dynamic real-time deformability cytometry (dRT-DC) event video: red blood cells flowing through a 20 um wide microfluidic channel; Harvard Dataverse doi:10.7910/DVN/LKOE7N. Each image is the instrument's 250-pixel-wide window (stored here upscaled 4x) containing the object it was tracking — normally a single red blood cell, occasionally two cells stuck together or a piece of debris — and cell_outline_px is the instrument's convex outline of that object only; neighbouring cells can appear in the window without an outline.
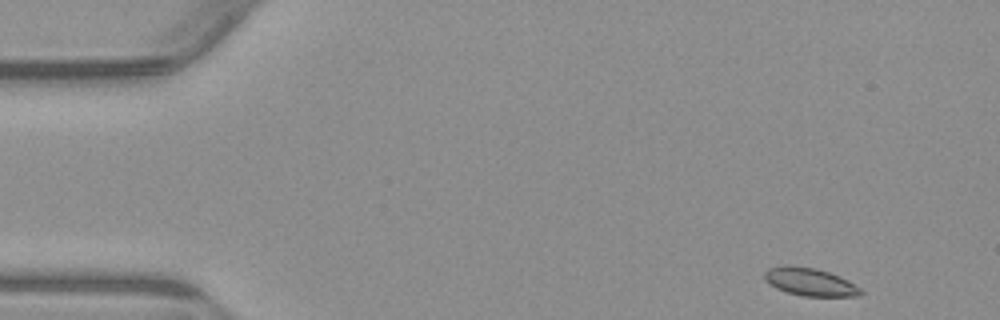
{"species": "common noctule bat (a hibernating species)", "species_latin": "Nyctalus noctula", "temperature_condition": "warm", "stored_images_in_passage": 50, "camera_frame_rate_fps": 3000, "um_per_image_px": 0.085, "animal": {"sex": "male", "body_mass_g": 23.1, "forearm_length_mm": 52.7}, "frame": {"image": 1, "passage_image": 1, "time_ms": 0.0, "image_size_px": [1000, 320], "cell_outline_px": [[864, 292], [860, 296], [804, 296], [788, 292], [776, 288], [764, 280], [764, 272], [768, 268], [788, 264], [816, 268], [840, 276], [848, 280], [860, 288]], "centroid_in_image_um": [68.84, 23.95], "position_along_channel_um": 16.2, "area_um2": 15.72}}
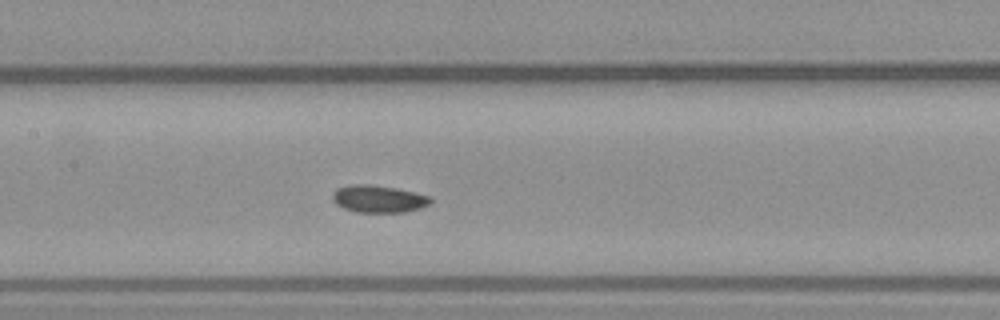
{"frame": {"image": 2, "passage_image": 22, "time_ms": 7.0, "image_size_px": [1000, 320], "cell_outline_px": [[432, 200], [428, 204], [420, 208], [404, 212], [356, 212], [344, 208], [336, 204], [332, 200], [332, 192], [336, 188], [348, 184], [372, 184], [396, 188], [416, 192], [432, 196]], "centroid_in_image_um": [32.15, 16.89], "position_along_channel_um": 175.2, "area_um2": 15.84}}
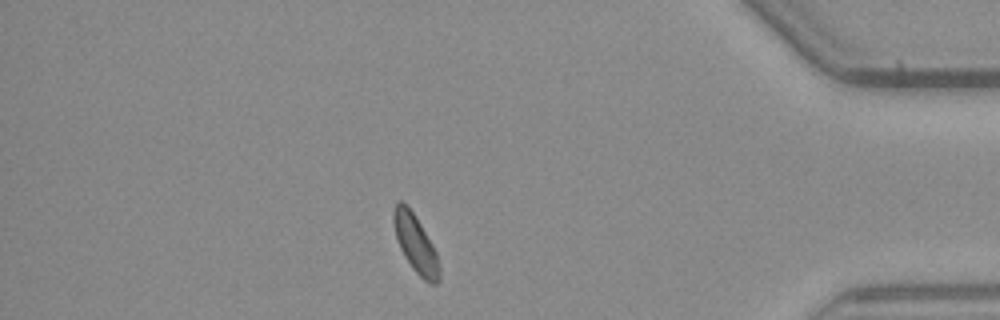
{"frame": {"image": 3, "passage_image": 43, "time_ms": 14.0, "image_size_px": [1000, 320], "cell_outline_px": [[440, 280], [436, 284], [428, 284], [412, 268], [404, 256], [400, 248], [396, 236], [392, 220], [392, 212], [396, 204], [400, 200], [404, 200], [408, 204], [432, 244], [436, 252], [440, 268]], "centroid_in_image_um": [35.31, 20.71], "position_along_channel_um": 399.9, "area_um2": 15.49}, "authors_computed_cell_mechanics": {"area_um2": 15.4037, "velocity_mm_per_s": 3.8192, "shape_relaxation_time_tau1_ms": 2.3376, "shape_relaxation_time_tau2_ms": null, "deformation_change_tau1": 0.053, "deformation_change_tau2": null}}